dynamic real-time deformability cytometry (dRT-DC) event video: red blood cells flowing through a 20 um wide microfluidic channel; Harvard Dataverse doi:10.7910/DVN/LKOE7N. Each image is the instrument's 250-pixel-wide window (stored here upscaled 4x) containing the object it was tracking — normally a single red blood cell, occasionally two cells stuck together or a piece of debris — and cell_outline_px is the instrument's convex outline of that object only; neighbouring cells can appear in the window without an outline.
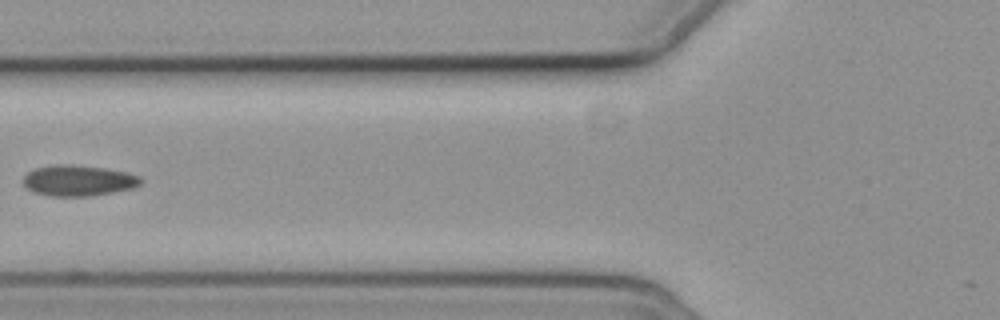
{"species": "common noctule bat (a hibernating species)", "species_latin": "Nyctalus noctula", "temperature_condition": "cold", "stored_images_in_passage": 6, "camera_frame_rate_fps": 3000, "um_per_image_px": 0.085, "animal": {"sex": "female", "body_mass_g": 19.3, "forearm_length_mm": 54.1}, "frame": {"image": 1, "passage_image": 5, "time_ms": 5.667, "image_size_px": [1000, 320], "cell_outline_px": [[144, 180], [140, 184], [132, 188], [92, 196], [48, 196], [36, 192], [28, 188], [24, 184], [24, 176], [28, 172], [36, 168], [56, 164], [64, 164], [104, 168], [128, 172], [140, 176]], "centroid_in_image_um": [6.69, 15.35], "position_along_channel_um": 119.1, "area_um2": 20.98}}
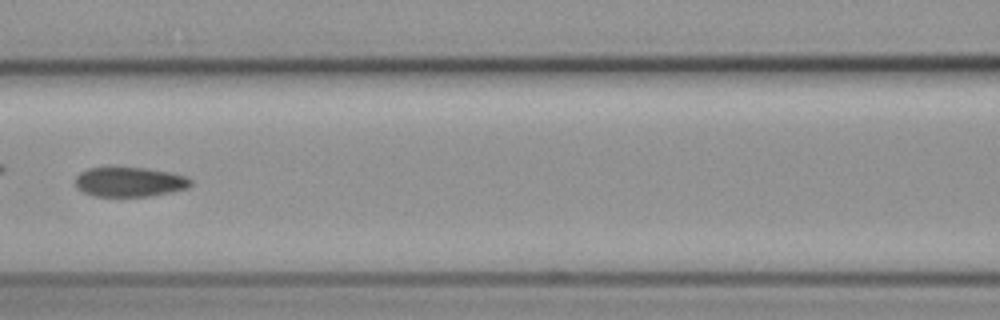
{"frame": {"image": 2, "passage_image": 6, "time_ms": 6.667, "image_size_px": [1000, 320], "cell_outline_px": [[192, 184], [188, 188], [172, 192], [148, 196], [96, 196], [84, 192], [76, 188], [76, 176], [80, 172], [88, 168], [144, 168], [168, 172], [188, 176], [192, 180]], "centroid_in_image_um": [11.04, 15.47], "position_along_channel_um": 155.6, "area_um2": 19.83}}